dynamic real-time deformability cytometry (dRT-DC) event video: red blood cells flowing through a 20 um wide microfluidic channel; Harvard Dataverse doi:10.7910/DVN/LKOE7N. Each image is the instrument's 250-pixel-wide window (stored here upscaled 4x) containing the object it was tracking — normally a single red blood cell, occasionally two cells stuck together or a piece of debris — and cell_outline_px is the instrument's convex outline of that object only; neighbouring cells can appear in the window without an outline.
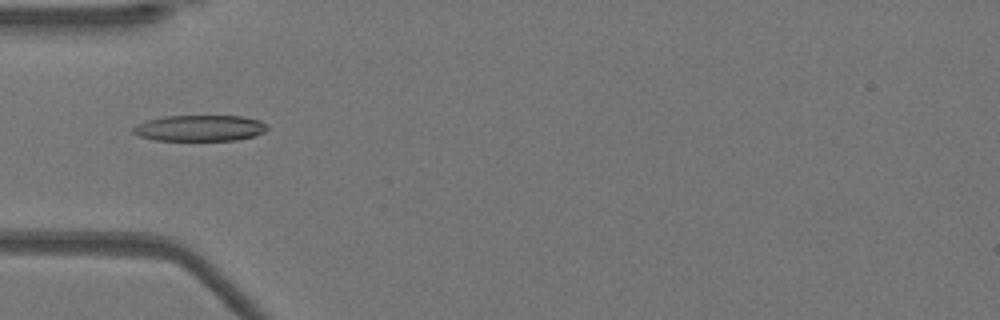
{"species": "Egyptian fruit bat (a non-hibernating species)", "species_latin": "Rousettus aegyptiacus", "temperature_condition": "warm", "stored_images_in_passage": 52, "camera_frame_rate_fps": 3000, "um_per_image_px": 0.085, "animal": {"sex": "female"}, "frame": {"image": 1, "passage_image": 17, "time_ms": 5.333, "image_size_px": [1000, 320], "cell_outline_px": [[268, 128], [264, 132], [252, 136], [236, 140], [156, 140], [140, 136], [132, 132], [132, 128], [136, 124], [148, 120], [164, 116], [240, 116], [260, 120], [268, 124]], "centroid_in_image_um": [16.99, 10.88], "position_along_channel_um": 68.0, "area_um2": 20.29}}
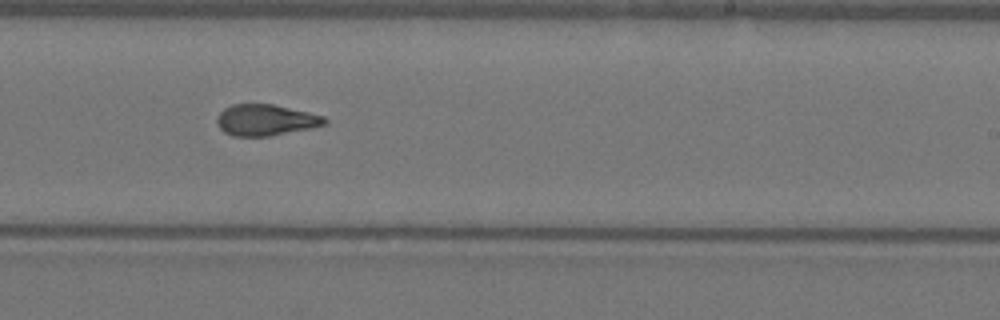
{"frame": {"image": 2, "passage_image": 32, "time_ms": 10.333, "image_size_px": [1000, 320], "cell_outline_px": [[328, 124], [312, 128], [268, 136], [232, 136], [224, 132], [216, 124], [216, 116], [224, 108], [232, 104], [272, 104], [308, 112], [324, 116], [328, 120]], "centroid_in_image_um": [22.57, 10.2], "position_along_channel_um": 266.4, "area_um2": 19.71}}
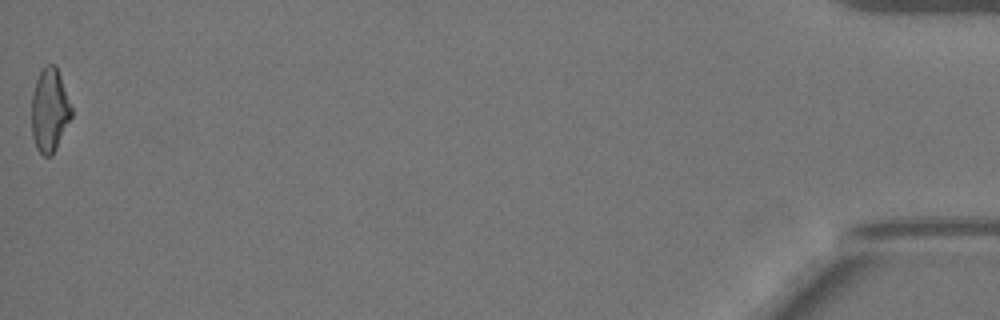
{"frame": {"image": 3, "passage_image": 52, "time_ms": 17.0, "image_size_px": [1000, 320], "cell_outline_px": [[72, 116], [52, 156], [44, 156], [36, 148], [32, 136], [32, 92], [36, 80], [40, 72], [48, 64], [56, 64], [72, 108]], "centroid_in_image_um": [4.21, 9.37], "position_along_channel_um": 431.0, "area_um2": 19.31}, "authors_computed_cell_mechanics": {"area_um2": 20.0855, "velocity_mm_per_s": 3.9608, "shape_relaxation_time_tau1_ms": null, "shape_relaxation_time_tau2_ms": 2.0103, "deformation_change_tau1": null, "deformation_change_tau2": 0.0941}}